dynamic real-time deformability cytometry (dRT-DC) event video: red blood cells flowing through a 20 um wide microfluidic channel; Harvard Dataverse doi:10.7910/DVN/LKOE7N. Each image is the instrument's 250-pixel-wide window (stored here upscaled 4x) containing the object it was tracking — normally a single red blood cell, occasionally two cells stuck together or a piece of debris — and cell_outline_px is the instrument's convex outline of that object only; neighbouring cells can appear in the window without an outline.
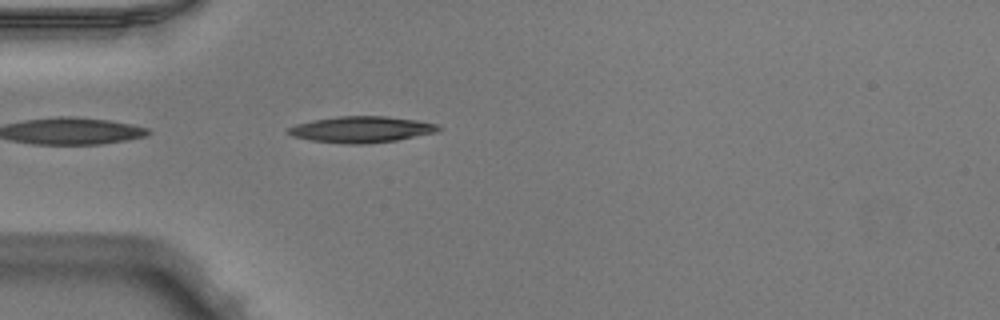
{"species": "Egyptian fruit bat (a non-hibernating species)", "species_latin": "Rousettus aegyptiacus", "temperature_condition": "warm", "stored_images_in_passage": 20, "camera_frame_rate_fps": 3000, "um_per_image_px": 0.085, "animal": {"sex": "male"}, "frame": {"image": 1, "passage_image": 3, "time_ms": 0.667, "image_size_px": [1000, 320], "cell_outline_px": [[440, 128], [436, 132], [396, 140], [368, 144], [344, 144], [312, 140], [292, 136], [284, 132], [284, 128], [296, 124], [312, 120], [336, 116], [388, 116], [416, 120], [436, 124]], "centroid_in_image_um": [30.63, 11.0], "position_along_channel_um": 54.4, "area_um2": 23.06}}
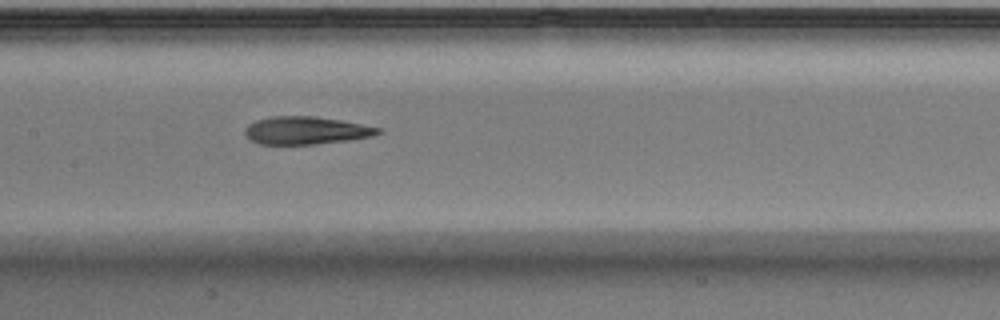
{"frame": {"image": 2, "passage_image": 13, "time_ms": 4.0, "image_size_px": [1000, 320], "cell_outline_px": [[384, 132], [372, 136], [352, 140], [316, 144], [260, 144], [252, 140], [244, 132], [244, 128], [248, 124], [256, 120], [272, 116], [312, 116], [340, 120], [380, 128]], "centroid_in_image_um": [26.02, 11.09], "position_along_channel_um": 181.4, "area_um2": 21.5}}
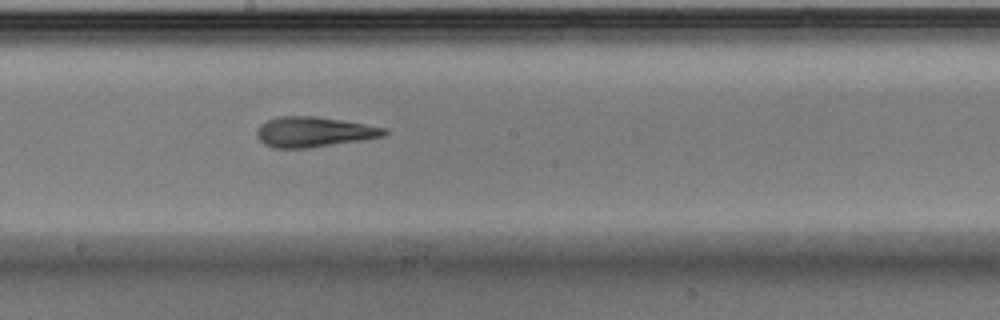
{"frame": {"image": 3, "passage_image": 16, "time_ms": 5.0, "image_size_px": [1000, 320], "cell_outline_px": [[388, 132], [384, 136], [364, 140], [308, 148], [272, 148], [264, 144], [256, 136], [256, 128], [260, 124], [268, 120], [280, 116], [316, 116], [344, 120], [388, 128]], "centroid_in_image_um": [26.68, 11.21], "position_along_channel_um": 221.5, "area_um2": 22.72}}